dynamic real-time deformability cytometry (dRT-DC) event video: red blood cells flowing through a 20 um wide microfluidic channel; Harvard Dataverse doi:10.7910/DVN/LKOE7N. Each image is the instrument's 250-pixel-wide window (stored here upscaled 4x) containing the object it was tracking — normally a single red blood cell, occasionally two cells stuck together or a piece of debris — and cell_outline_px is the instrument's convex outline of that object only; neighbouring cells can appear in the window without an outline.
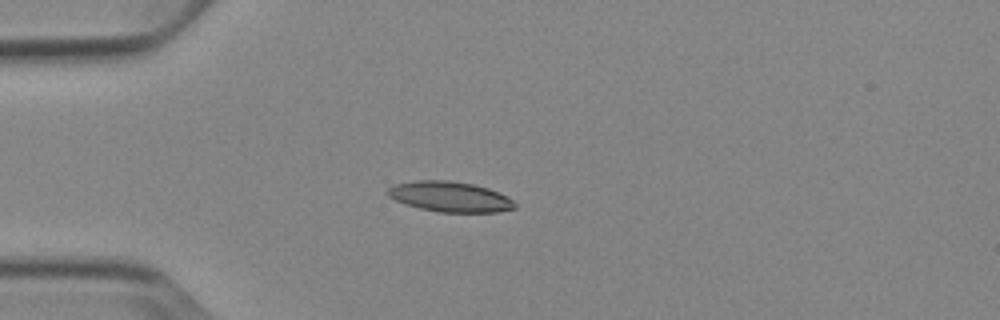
{"species": "Egyptian fruit bat (a non-hibernating species)", "species_latin": "Rousettus aegyptiacus", "temperature_condition": "cold", "stored_images_in_passage": 40, "camera_frame_rate_fps": 3000, "um_per_image_px": 0.085, "animal": {"sex": "female"}, "frame": {"image": 1, "passage_image": 1, "time_ms": 0.0, "image_size_px": [1000, 320], "cell_outline_px": [[516, 208], [500, 212], [436, 212], [420, 208], [396, 200], [388, 196], [384, 192], [392, 184], [416, 180], [448, 180], [472, 184], [488, 188], [508, 196], [516, 204]], "centroid_in_image_um": [38.24, 16.71], "position_along_channel_um": 46.8, "area_um2": 22.6}}
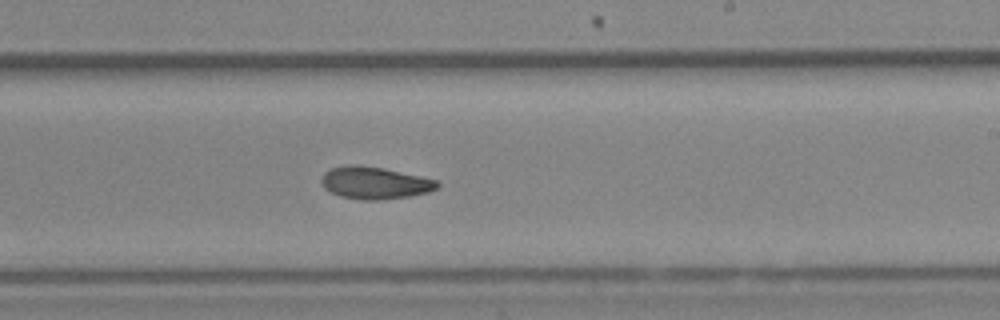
{"frame": {"image": 2, "passage_image": 19, "time_ms": 6.0, "image_size_px": [1000, 320], "cell_outline_px": [[440, 184], [436, 188], [428, 192], [408, 196], [380, 200], [364, 200], [340, 196], [324, 188], [320, 180], [324, 172], [332, 168], [348, 164], [352, 164], [384, 168], [420, 176], [436, 180]], "centroid_in_image_um": [31.83, 15.54], "position_along_channel_um": 257.2, "area_um2": 21.62}}
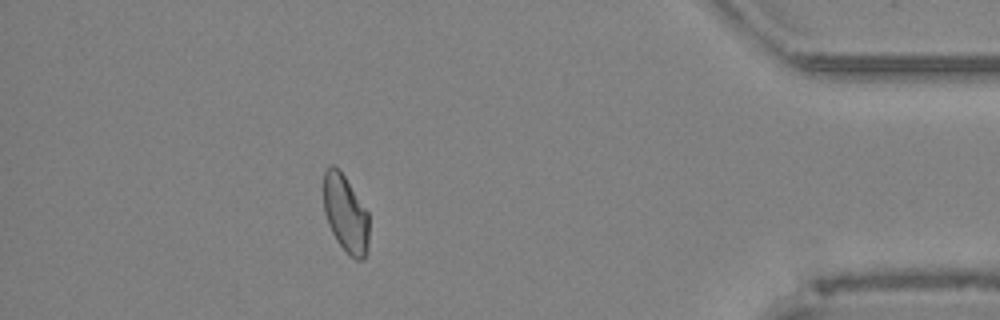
{"frame": {"image": 3, "passage_image": 34, "time_ms": 11.0, "image_size_px": [1000, 320], "cell_outline_px": [[368, 252], [364, 260], [356, 260], [348, 256], [336, 240], [328, 224], [324, 212], [324, 172], [332, 164], [340, 168], [368, 212]], "centroid_in_image_um": [29.38, 18.2], "position_along_channel_um": 405.8, "area_um2": 20.81}, "authors_computed_cell_mechanics": {"area_um2": 21.6172, "velocity_mm_per_s": 3.8437, "shape_relaxation_time_tau1_ms": 8.8669, "shape_relaxation_time_tau2_ms": 6.9303, "deformation_change_tau1": 0.1724, "deformation_change_tau2": 0.1238}}